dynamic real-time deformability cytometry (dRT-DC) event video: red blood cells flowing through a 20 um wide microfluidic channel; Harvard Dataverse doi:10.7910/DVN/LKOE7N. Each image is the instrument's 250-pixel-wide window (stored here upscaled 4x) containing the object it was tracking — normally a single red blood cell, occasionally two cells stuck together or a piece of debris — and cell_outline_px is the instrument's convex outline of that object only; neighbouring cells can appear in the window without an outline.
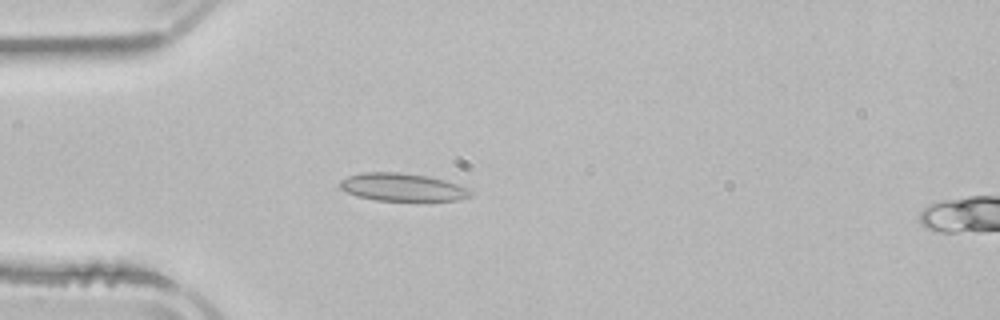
{"species": "common noctule bat (a hibernating species)", "species_latin": "Nyctalus noctula", "temperature_condition": "room temperature", "stored_images_in_passage": 1, "camera_frame_rate_fps": 3000, "um_per_image_px": 0.085, "animal": {"sex": "male", "body_mass_g": 21.5, "forearm_length_mm": 52.0}, "frame": {"image": 1, "passage_image": 1, "time_ms": 0.0, "image_size_px": [1000, 320], "cell_outline_px": [[472, 196], [456, 200], [416, 204], [376, 200], [356, 196], [340, 188], [340, 180], [348, 176], [360, 172], [396, 172], [428, 176], [444, 180], [468, 188], [472, 192]], "centroid_in_image_um": [34.24, 15.96], "position_along_channel_um": 50.8, "area_um2": 22.14}}